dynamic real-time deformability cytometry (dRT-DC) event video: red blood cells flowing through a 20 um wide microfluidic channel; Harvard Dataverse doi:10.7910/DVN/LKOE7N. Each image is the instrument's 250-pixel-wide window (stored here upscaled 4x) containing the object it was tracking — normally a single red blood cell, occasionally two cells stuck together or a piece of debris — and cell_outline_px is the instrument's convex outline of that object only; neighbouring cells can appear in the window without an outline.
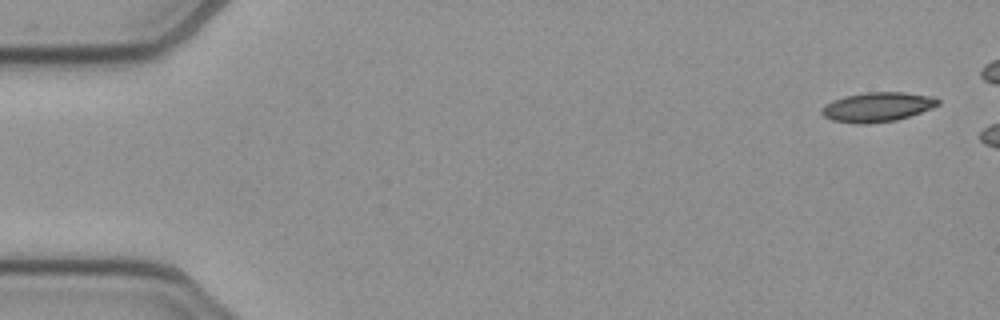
{"species": "common noctule bat (a hibernating species)", "species_latin": "Nyctalus noctula", "temperature_condition": "cold", "stored_images_in_passage": 6, "camera_frame_rate_fps": 3000, "um_per_image_px": 0.085, "animal": {"sex": "female", "body_mass_g": 21.9}, "frame": {"image": 1, "passage_image": 1, "time_ms": 0.0, "image_size_px": [1000, 320], "cell_outline_px": [[940, 104], [932, 108], [896, 120], [868, 124], [860, 124], [832, 120], [824, 116], [820, 112], [828, 104], [844, 96], [864, 92], [904, 92], [932, 96], [940, 100]], "centroid_in_image_um": [74.62, 9.09], "position_along_channel_um": 10.4, "area_um2": 19.77}}